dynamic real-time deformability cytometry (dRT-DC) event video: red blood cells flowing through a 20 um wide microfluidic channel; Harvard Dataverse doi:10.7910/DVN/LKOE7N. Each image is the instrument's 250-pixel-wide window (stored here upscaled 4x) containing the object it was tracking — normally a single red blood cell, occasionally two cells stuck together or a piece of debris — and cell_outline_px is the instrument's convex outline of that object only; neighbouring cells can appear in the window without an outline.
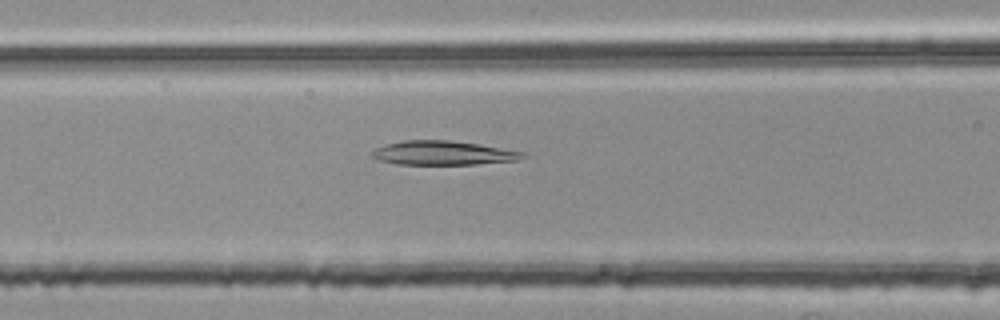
{"species": "common noctule bat (a hibernating species)", "species_latin": "Nyctalus noctula", "temperature_condition": "room temperature", "stored_images_in_passage": 28, "camera_frame_rate_fps": 3000, "um_per_image_px": 0.085, "animal": {"sex": "female", "body_mass_g": 25.1}, "frame": {"image": 1, "passage_image": 10, "time_ms": 3.0, "image_size_px": [1000, 320], "cell_outline_px": [[524, 156], [520, 160], [476, 164], [396, 164], [380, 160], [372, 156], [372, 152], [376, 148], [384, 144], [404, 140], [452, 140], [524, 152]], "centroid_in_image_um": [37.63, 13.0], "position_along_channel_um": 129.0, "area_um2": 20.92}}
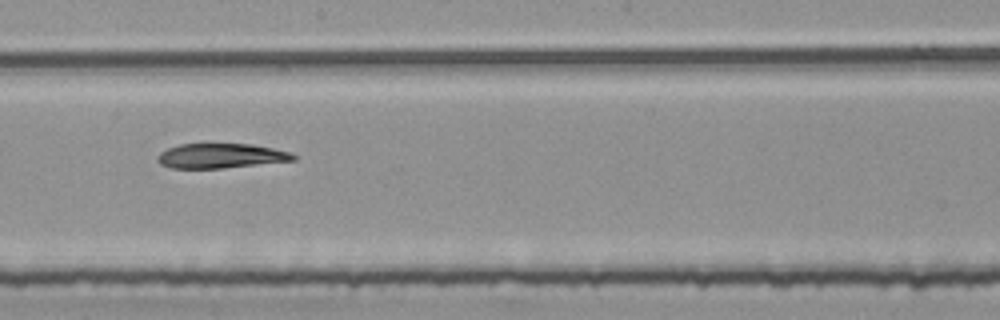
{"frame": {"image": 2, "passage_image": 18, "time_ms": 5.667, "image_size_px": [1000, 320], "cell_outline_px": [[296, 160], [224, 168], [172, 168], [160, 164], [156, 160], [156, 156], [160, 152], [168, 148], [180, 144], [204, 140], [208, 140], [252, 144], [292, 152], [296, 156]], "centroid_in_image_um": [18.73, 13.19], "position_along_channel_um": 229.5, "area_um2": 20.69}}
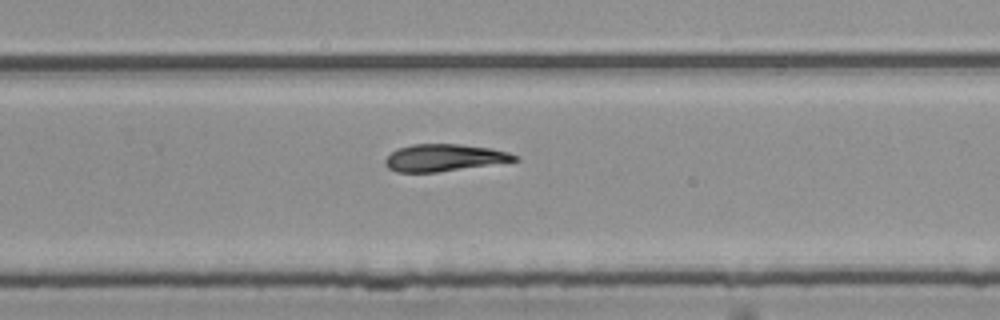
{"frame": {"image": 3, "passage_image": 23, "time_ms": 7.333, "image_size_px": [1000, 320], "cell_outline_px": [[520, 160], [436, 172], [396, 172], [388, 168], [384, 164], [384, 160], [392, 152], [400, 148], [412, 144], [460, 144], [492, 148], [508, 152], [520, 156]], "centroid_in_image_um": [37.77, 13.4], "position_along_channel_um": 292.0, "area_um2": 20.35}}